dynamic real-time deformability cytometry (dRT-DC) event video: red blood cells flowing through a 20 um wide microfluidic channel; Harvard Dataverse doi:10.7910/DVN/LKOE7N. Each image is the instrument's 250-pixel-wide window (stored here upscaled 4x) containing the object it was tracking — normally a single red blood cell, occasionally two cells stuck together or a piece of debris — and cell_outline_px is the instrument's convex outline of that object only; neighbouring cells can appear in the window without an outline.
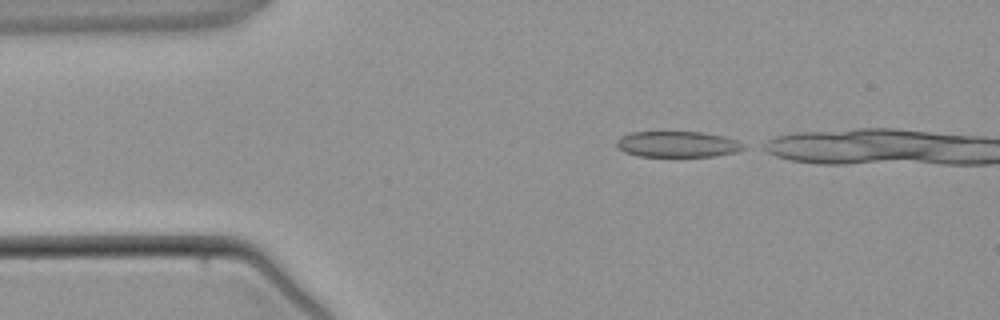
{"species": "common noctule bat (a hibernating species)", "species_latin": "Nyctalus noctula", "temperature_condition": "warm", "stored_images_in_passage": 3, "camera_frame_rate_fps": 3000, "um_per_image_px": 0.085, "animal": {"sex": "male", "body_mass_g": 21.5, "forearm_length_mm": 52.0}, "frame": {"image": 1, "passage_image": 1, "time_ms": 0.0, "image_size_px": [1000, 320], "cell_outline_px": [[744, 148], [736, 152], [716, 156], [636, 156], [624, 152], [616, 144], [616, 140], [620, 136], [632, 132], [700, 132], [724, 136], [736, 140], [744, 144]], "centroid_in_image_um": [57.57, 12.26], "position_along_channel_um": 27.4, "area_um2": 19.13}}